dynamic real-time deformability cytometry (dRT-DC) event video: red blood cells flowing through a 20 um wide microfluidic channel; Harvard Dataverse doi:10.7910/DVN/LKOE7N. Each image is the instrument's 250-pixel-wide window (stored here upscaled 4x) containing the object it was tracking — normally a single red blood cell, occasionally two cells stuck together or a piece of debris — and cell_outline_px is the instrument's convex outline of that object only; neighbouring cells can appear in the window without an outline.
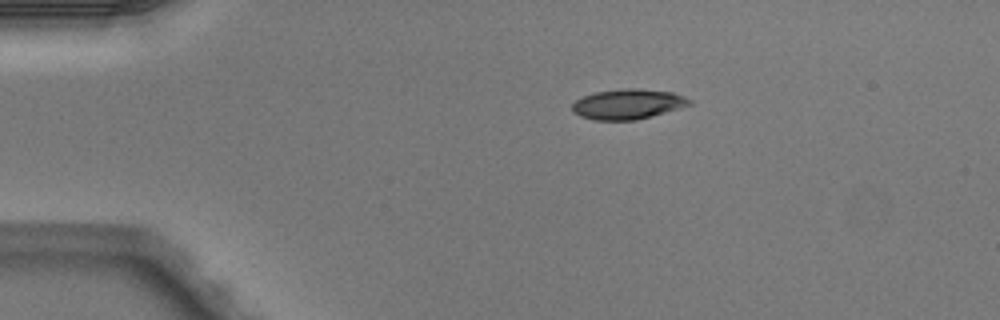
{"species": "Egyptian fruit bat (a non-hibernating species)", "species_latin": "Rousettus aegyptiacus", "temperature_condition": "warm", "stored_images_in_passage": 5, "camera_frame_rate_fps": 3000, "um_per_image_px": 0.085, "animal": {"sex": "male"}, "frame": {"image": 1, "passage_image": 2, "time_ms": 0.333, "image_size_px": [1000, 320], "cell_outline_px": [[692, 104], [652, 116], [636, 120], [596, 120], [580, 116], [572, 112], [572, 104], [576, 100], [584, 96], [596, 92], [624, 88], [636, 88], [672, 92], [684, 96], [692, 100]], "centroid_in_image_um": [53.37, 8.85], "position_along_channel_um": 31.6, "area_um2": 20.52}}
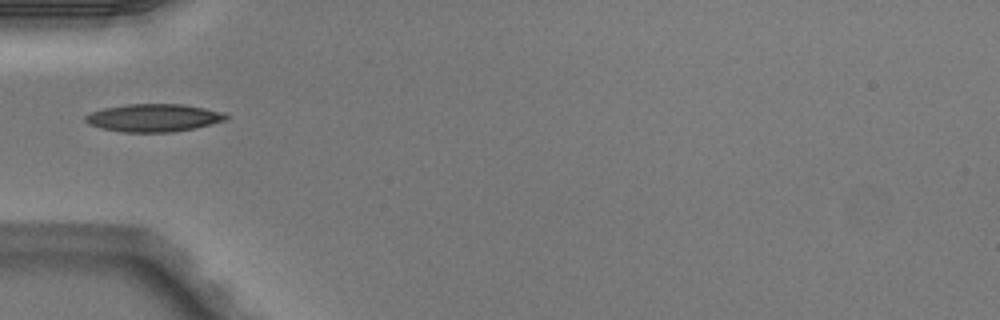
{"frame": {"image": 2, "passage_image": 4, "time_ms": 1.0, "image_size_px": [1000, 320], "cell_outline_px": [[228, 120], [196, 128], [172, 132], [120, 132], [100, 128], [88, 124], [84, 120], [84, 116], [92, 112], [104, 108], [128, 104], [180, 104], [204, 108], [224, 112], [228, 116]], "centroid_in_image_um": [13.06, 10.02], "position_along_channel_um": 71.9, "area_um2": 22.89}}